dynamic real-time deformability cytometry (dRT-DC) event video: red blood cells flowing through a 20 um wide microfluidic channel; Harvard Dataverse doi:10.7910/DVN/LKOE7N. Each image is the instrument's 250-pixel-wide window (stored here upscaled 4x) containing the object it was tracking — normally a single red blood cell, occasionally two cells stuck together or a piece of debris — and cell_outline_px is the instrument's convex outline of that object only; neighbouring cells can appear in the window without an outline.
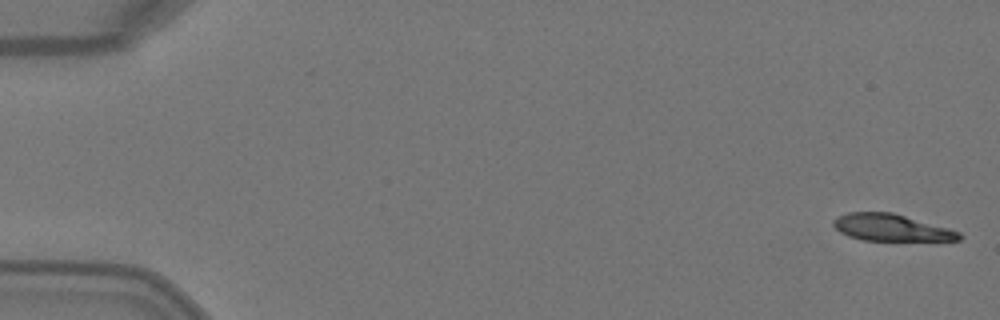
{"species": "Egyptian fruit bat (a non-hibernating species)", "species_latin": "Rousettus aegyptiacus", "temperature_condition": "warm", "stored_images_in_passage": 4, "camera_frame_rate_fps": 3000, "um_per_image_px": 0.085, "animal": {"sex": "female"}, "frame": {"image": 1, "passage_image": 1, "time_ms": 0.0, "image_size_px": [1000, 320], "cell_outline_px": [[964, 236], [960, 240], [860, 240], [848, 236], [840, 232], [832, 224], [832, 220], [836, 216], [848, 212], [892, 212], [948, 228], [960, 232]], "centroid_in_image_um": [75.71, 19.34], "position_along_channel_um": 9.3, "area_um2": 19.65}}
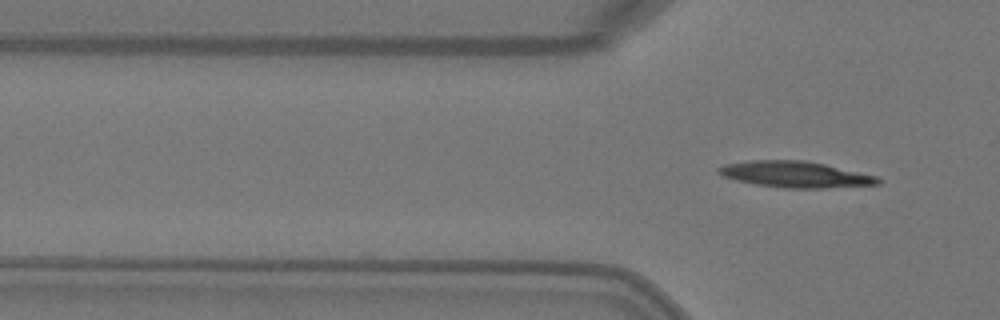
{"frame": {"image": 2, "passage_image": 4, "time_ms": 1.0, "image_size_px": [1000, 320], "cell_outline_px": [[884, 180], [880, 184], [824, 188], [784, 188], [756, 184], [736, 180], [720, 176], [716, 172], [716, 168], [724, 164], [748, 160], [804, 160], [824, 164], [880, 176]], "centroid_in_image_um": [67.61, 14.82], "position_along_channel_um": 58.2, "area_um2": 24.62}}